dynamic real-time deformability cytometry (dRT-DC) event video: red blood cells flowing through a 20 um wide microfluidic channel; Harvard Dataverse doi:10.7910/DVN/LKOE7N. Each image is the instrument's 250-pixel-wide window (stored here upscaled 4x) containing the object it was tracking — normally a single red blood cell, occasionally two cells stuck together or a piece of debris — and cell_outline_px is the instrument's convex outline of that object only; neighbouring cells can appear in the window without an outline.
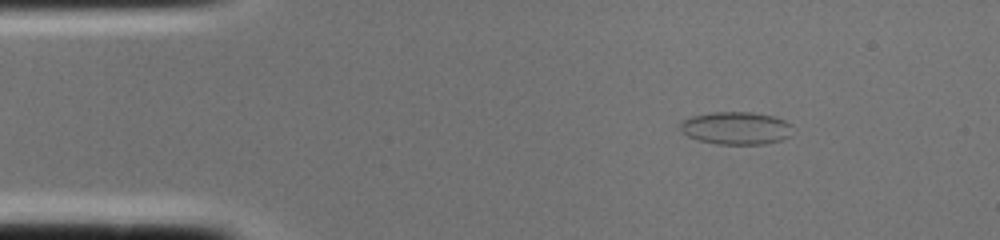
{"species": "common noctule bat (a hibernating species)", "species_latin": "Nyctalus noctula", "temperature_condition": "cold", "stored_images_in_passage": 1, "camera_frame_rate_fps": 3000, "um_per_image_px": 0.085, "animal": {"sex": "female", "body_mass_g": 22.0, "forearm_length_mm": 56.7}, "frame": {"image": 1, "passage_image": 1, "time_ms": 0.0, "image_size_px": [1000, 240], "cell_outline_px": [[792, 136], [780, 140], [764, 144], [716, 144], [696, 140], [680, 132], [680, 124], [684, 120], [692, 116], [712, 112], [752, 112], [776, 116], [792, 124]], "centroid_in_image_um": [62.59, 10.89], "position_along_channel_um": 22.4, "area_um2": 21.73}}